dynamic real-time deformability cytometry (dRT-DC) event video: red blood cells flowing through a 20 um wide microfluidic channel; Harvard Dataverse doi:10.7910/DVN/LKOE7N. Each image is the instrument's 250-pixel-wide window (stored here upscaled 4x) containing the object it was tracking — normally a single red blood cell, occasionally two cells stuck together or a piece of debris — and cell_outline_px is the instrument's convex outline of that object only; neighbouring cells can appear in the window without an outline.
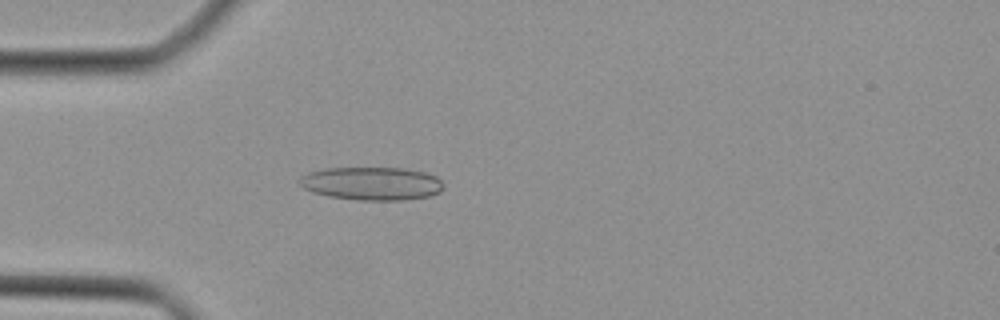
{"species": "Egyptian fruit bat (a non-hibernating species)", "species_latin": "Rousettus aegyptiacus", "temperature_condition": "cold", "stored_images_in_passage": 32, "camera_frame_rate_fps": 3000, "um_per_image_px": 0.085, "animal": {"sex": "female"}, "frame": {"image": 1, "passage_image": 1, "time_ms": 0.0, "image_size_px": [1000, 320], "cell_outline_px": [[444, 188], [440, 192], [428, 196], [400, 200], [356, 200], [328, 196], [312, 192], [304, 188], [300, 184], [300, 176], [308, 172], [328, 168], [408, 168], [424, 172], [436, 176], [444, 184]], "centroid_in_image_um": [31.61, 15.59], "position_along_channel_um": 53.4, "area_um2": 27.92}}
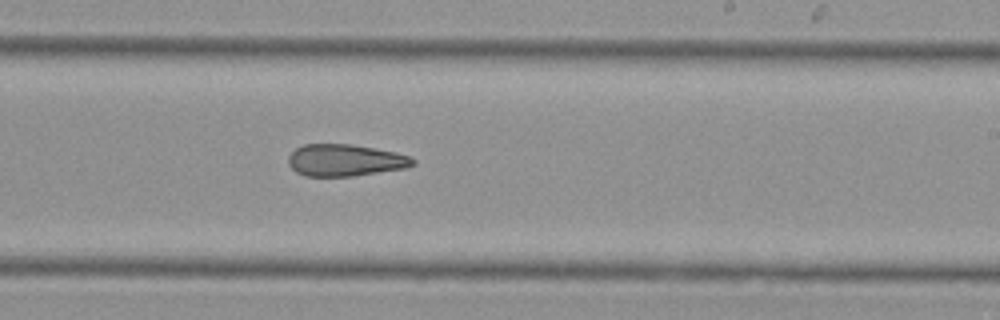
{"frame": {"image": 2, "passage_image": 15, "time_ms": 4.667, "image_size_px": [1000, 320], "cell_outline_px": [[416, 164], [408, 168], [352, 176], [304, 176], [296, 172], [288, 164], [288, 156], [296, 148], [304, 144], [352, 144], [396, 152], [412, 156], [416, 160]], "centroid_in_image_um": [29.38, 13.62], "position_along_channel_um": 259.6, "area_um2": 23.41}}
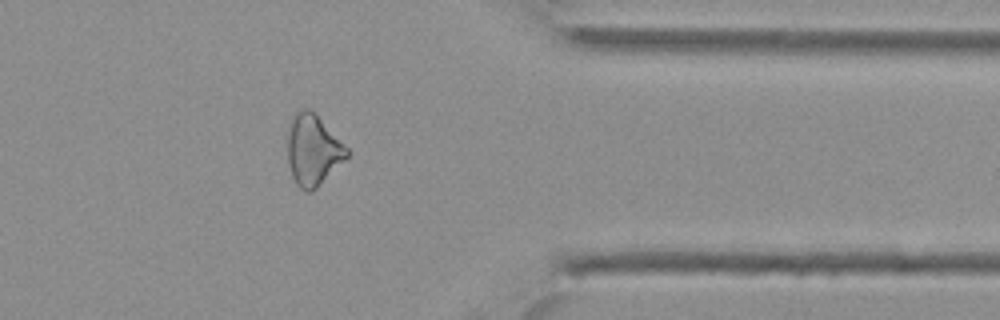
{"frame": {"image": 3, "passage_image": 24, "time_ms": 7.667, "image_size_px": [1000, 320], "cell_outline_px": [[348, 156], [312, 192], [308, 192], [300, 188], [296, 184], [292, 176], [288, 164], [288, 124], [292, 112], [304, 108], [308, 108], [316, 112], [348, 148]], "centroid_in_image_um": [26.57, 12.69], "position_along_channel_um": 384.8, "area_um2": 24.8}}